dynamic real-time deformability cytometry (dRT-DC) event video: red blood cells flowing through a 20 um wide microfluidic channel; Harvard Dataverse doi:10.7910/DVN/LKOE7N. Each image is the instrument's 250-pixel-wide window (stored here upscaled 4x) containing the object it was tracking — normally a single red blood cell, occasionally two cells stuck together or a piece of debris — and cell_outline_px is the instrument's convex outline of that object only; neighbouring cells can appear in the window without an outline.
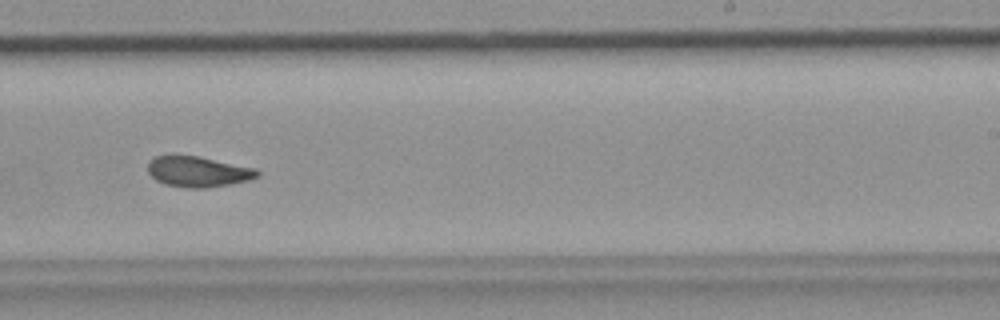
{"species": "common noctule bat (a hibernating species)", "species_latin": "Nyctalus noctula", "temperature_condition": "room temperature", "stored_images_in_passage": 38, "camera_frame_rate_fps": 3000, "um_per_image_px": 0.085, "animal": {"sex": "female", "body_mass_g": 19.9}, "frame": {"image": 1, "passage_image": 27, "time_ms": 8.667, "image_size_px": [1000, 320], "cell_outline_px": [[260, 176], [248, 180], [228, 184], [204, 188], [188, 188], [164, 184], [156, 180], [148, 172], [148, 160], [156, 156], [200, 156], [256, 168], [260, 172]], "centroid_in_image_um": [16.84, 14.59], "position_along_channel_um": 272.2, "area_um2": 19.48}}